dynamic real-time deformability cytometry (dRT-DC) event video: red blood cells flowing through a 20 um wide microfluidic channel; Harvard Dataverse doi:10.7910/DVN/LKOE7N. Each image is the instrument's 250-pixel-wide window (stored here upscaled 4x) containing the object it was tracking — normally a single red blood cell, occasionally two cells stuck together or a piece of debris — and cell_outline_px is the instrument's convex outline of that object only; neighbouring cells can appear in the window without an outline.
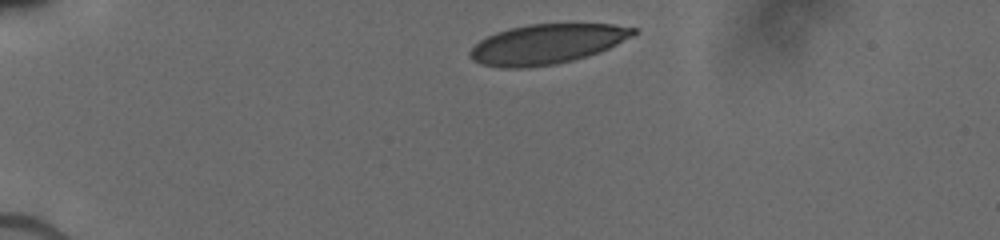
{"species": "human", "species_latin": "Homo sapiens", "temperature_condition": "cold", "stored_images_in_passage": 12, "camera_frame_rate_fps": 3000, "um_per_image_px": 0.085, "donor": {"sex": "male"}, "frame": {"image": 1, "passage_image": 1, "time_ms": 0.0, "image_size_px": [1000, 240], "cell_outline_px": [[640, 32], [600, 52], [588, 56], [556, 64], [528, 68], [500, 68], [480, 64], [472, 60], [468, 56], [468, 52], [480, 40], [496, 32], [508, 28], [528, 24], [612, 24], [636, 28]], "centroid_in_image_um": [46.46, 3.75], "position_along_channel_um": 38.5, "area_um2": 38.15}}
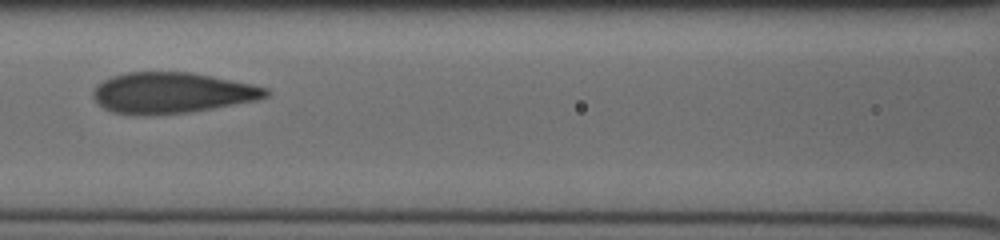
{"frame": {"image": 2, "passage_image": 9, "time_ms": 4.333, "image_size_px": [1000, 240], "cell_outline_px": [[268, 96], [260, 100], [188, 112], [144, 116], [132, 116], [112, 112], [96, 104], [92, 96], [92, 88], [96, 84], [112, 76], [128, 72], [192, 72], [252, 84], [268, 88]], "centroid_in_image_um": [14.55, 7.9], "position_along_channel_um": 152.0, "area_um2": 41.62}}
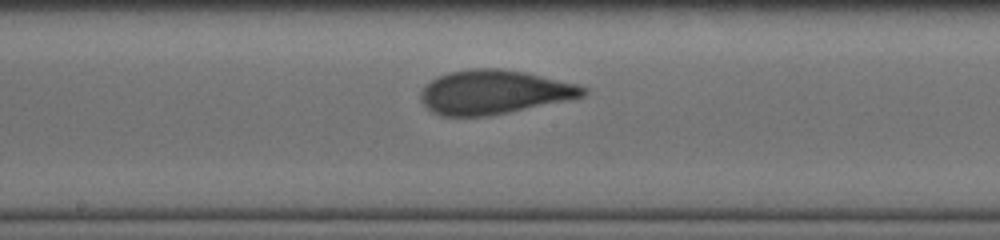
{"frame": {"image": 3, "passage_image": 12, "time_ms": 5.667, "image_size_px": [1000, 240], "cell_outline_px": [[588, 92], [584, 96], [568, 100], [488, 116], [444, 116], [432, 112], [420, 100], [420, 92], [432, 80], [448, 72], [472, 68], [500, 68], [524, 72], [576, 84], [588, 88]], "centroid_in_image_um": [41.99, 7.83], "position_along_channel_um": 206.2, "area_um2": 41.38}}